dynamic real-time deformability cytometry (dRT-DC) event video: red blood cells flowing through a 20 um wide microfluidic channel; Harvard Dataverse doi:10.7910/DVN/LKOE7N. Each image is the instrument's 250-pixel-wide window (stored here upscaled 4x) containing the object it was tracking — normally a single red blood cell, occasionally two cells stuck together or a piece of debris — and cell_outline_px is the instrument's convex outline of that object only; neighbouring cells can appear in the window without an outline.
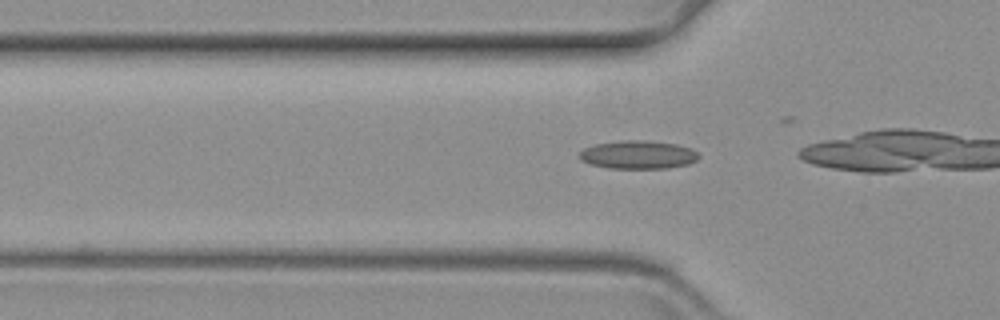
{"species": "common noctule bat (a hibernating species)", "species_latin": "Nyctalus noctula", "temperature_condition": "warm", "stored_images_in_passage": 21, "camera_frame_rate_fps": 3000, "um_per_image_px": 0.085, "animal": {"sex": "female", "body_mass_g": 19.3, "forearm_length_mm": 54.1}, "frame": {"image": 1, "passage_image": 15, "time_ms": 4.667, "image_size_px": [1000, 320], "cell_outline_px": [[700, 156], [696, 160], [688, 164], [668, 168], [608, 168], [592, 164], [580, 160], [580, 152], [584, 148], [596, 144], [620, 140], [644, 140], [676, 144], [692, 148]], "centroid_in_image_um": [54.25, 13.15], "position_along_channel_um": 71.6, "area_um2": 19.59}}
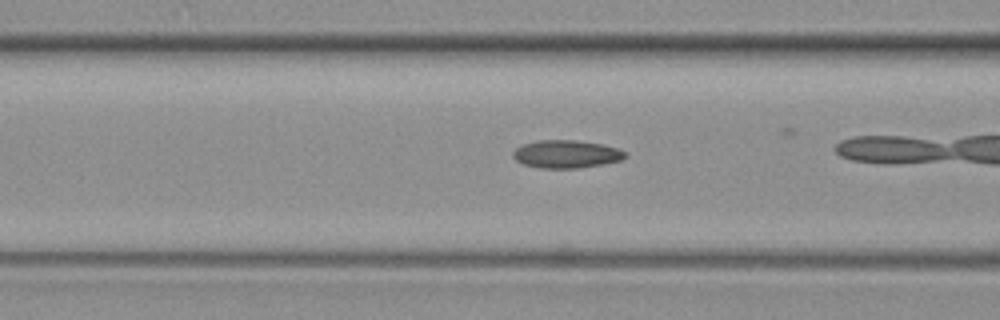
{"frame": {"image": 2, "passage_image": 19, "time_ms": 6.0, "image_size_px": [1000, 320], "cell_outline_px": [[628, 156], [620, 160], [604, 164], [580, 168], [540, 168], [524, 164], [516, 160], [512, 156], [512, 152], [516, 148], [524, 144], [540, 140], [576, 140], [600, 144], [616, 148], [624, 152]], "centroid_in_image_um": [48.12, 13.1], "position_along_channel_um": 118.5, "area_um2": 18.09}}